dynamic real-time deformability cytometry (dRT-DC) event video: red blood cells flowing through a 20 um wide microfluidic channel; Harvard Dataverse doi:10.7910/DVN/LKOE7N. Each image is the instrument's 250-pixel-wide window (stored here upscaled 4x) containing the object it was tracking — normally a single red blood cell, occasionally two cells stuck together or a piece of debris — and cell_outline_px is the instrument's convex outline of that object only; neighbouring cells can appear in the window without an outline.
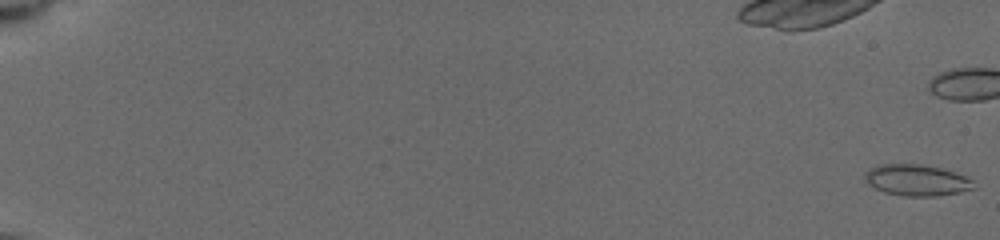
{"species": "common noctule bat (a hibernating species)", "species_latin": "Nyctalus noctula", "temperature_condition": "cold", "stored_images_in_passage": 27, "camera_frame_rate_fps": 3000, "um_per_image_px": 0.085, "animal": {"sex": "female", "body_mass_g": 19.5, "forearm_length_mm": 54.1}, "frame": {"image": 1, "passage_image": 1, "time_ms": 0.0, "image_size_px": [1000, 240], "cell_outline_px": [[976, 188], [960, 192], [936, 196], [904, 196], [884, 192], [868, 184], [864, 176], [864, 172], [872, 168], [884, 164], [916, 164], [940, 168], [964, 176], [972, 180]], "centroid_in_image_um": [77.92, 15.33], "position_along_channel_um": 7.1, "area_um2": 19.54}}
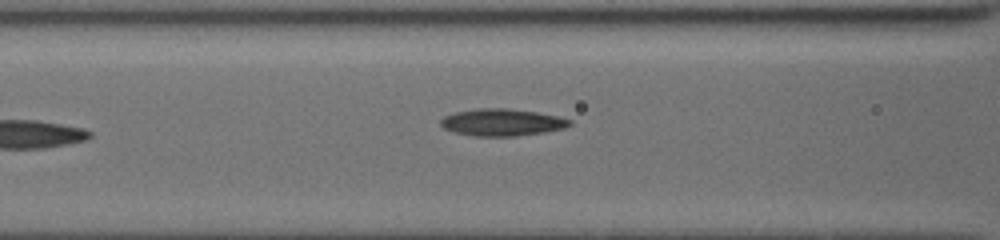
{"frame": {"image": 2, "passage_image": 27, "time_ms": 9.333, "image_size_px": [1000, 240], "cell_outline_px": [[572, 124], [564, 128], [544, 132], [516, 136], [476, 136], [456, 132], [444, 128], [440, 124], [440, 120], [444, 116], [452, 112], [476, 108], [508, 108], [536, 112], [556, 116], [572, 120]], "centroid_in_image_um": [42.65, 10.39], "position_along_channel_um": 124.0, "area_um2": 20.35}}